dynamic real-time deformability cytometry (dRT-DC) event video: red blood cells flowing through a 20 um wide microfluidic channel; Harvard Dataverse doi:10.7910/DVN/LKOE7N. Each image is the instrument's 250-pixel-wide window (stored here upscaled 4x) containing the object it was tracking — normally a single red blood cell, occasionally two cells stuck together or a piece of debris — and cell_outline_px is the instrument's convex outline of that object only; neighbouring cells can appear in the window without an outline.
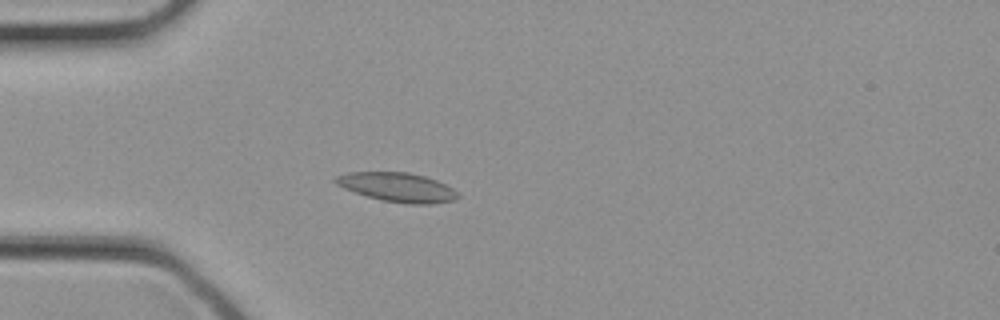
{"species": "common noctule bat (a hibernating species)", "species_latin": "Nyctalus noctula", "temperature_condition": "cold", "stored_images_in_passage": 24, "camera_frame_rate_fps": 3000, "um_per_image_px": 0.085, "animal": {"sex": "female", "body_mass_g": 21.9}, "frame": {"image": 1, "passage_image": 5, "time_ms": 1.333, "image_size_px": [1000, 320], "cell_outline_px": [[460, 196], [456, 200], [432, 204], [408, 204], [384, 200], [368, 196], [344, 188], [336, 184], [332, 180], [336, 176], [348, 172], [408, 172], [424, 176], [436, 180], [460, 192]], "centroid_in_image_um": [33.81, 15.91], "position_along_channel_um": 51.2, "area_um2": 20.75}}
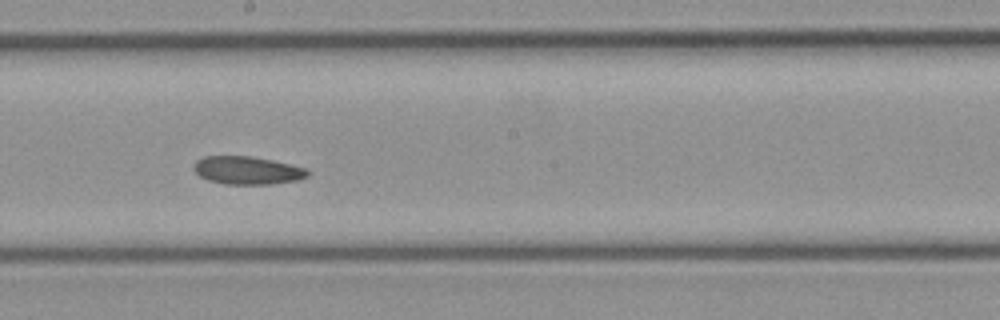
{"frame": {"image": 2, "passage_image": 14, "time_ms": 4.333, "image_size_px": [1000, 320], "cell_outline_px": [[308, 176], [296, 180], [272, 184], [224, 184], [208, 180], [200, 176], [192, 168], [192, 164], [196, 160], [204, 156], [252, 156], [272, 160], [308, 168]], "centroid_in_image_um": [20.99, 14.47], "position_along_channel_um": 227.2, "area_um2": 18.67}}
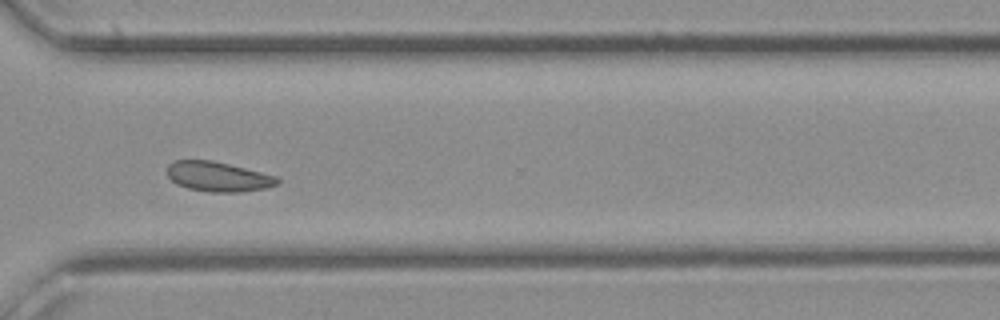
{"frame": {"image": 3, "passage_image": 20, "time_ms": 6.333, "image_size_px": [1000, 320], "cell_outline_px": [[280, 184], [268, 188], [244, 192], [212, 192], [188, 188], [176, 184], [168, 176], [168, 164], [172, 160], [212, 160], [276, 176], [280, 180]], "centroid_in_image_um": [18.56, 15.02], "position_along_channel_um": 352.0, "area_um2": 19.19}}